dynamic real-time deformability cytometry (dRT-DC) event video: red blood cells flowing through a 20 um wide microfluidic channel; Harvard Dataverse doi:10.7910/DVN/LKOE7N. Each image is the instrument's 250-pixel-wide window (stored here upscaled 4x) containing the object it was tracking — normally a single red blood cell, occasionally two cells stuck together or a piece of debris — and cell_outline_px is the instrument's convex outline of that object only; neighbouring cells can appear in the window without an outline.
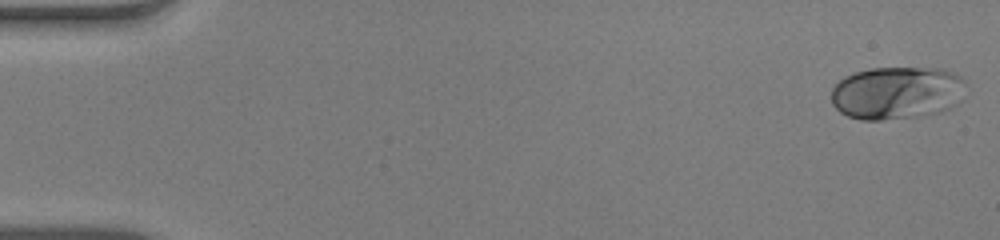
{"species": "human", "species_latin": "Homo sapiens", "temperature_condition": "warm", "stored_images_in_passage": 51, "camera_frame_rate_fps": 3000, "um_per_image_px": 0.085, "donor": {"sex": "male"}, "frame": {"image": 1, "passage_image": 1, "time_ms": 0.0, "image_size_px": [1000, 240], "cell_outline_px": [[964, 100], [940, 112], [916, 116], [880, 120], [860, 120], [848, 116], [840, 112], [832, 104], [832, 88], [844, 76], [856, 72], [872, 68], [944, 68], [960, 76], [964, 80]], "centroid_in_image_um": [76.25, 7.89], "position_along_channel_um": 8.7, "area_um2": 41.67}}
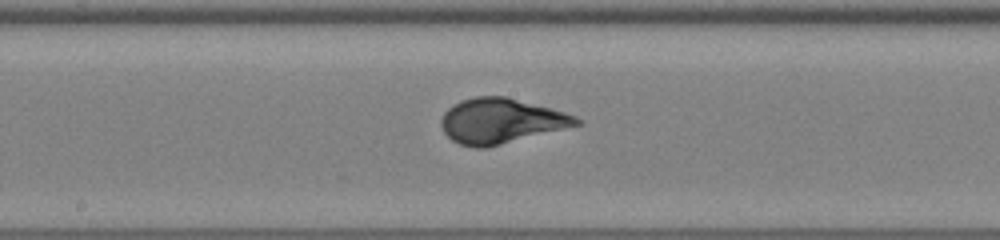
{"frame": {"image": 2, "passage_image": 28, "time_ms": 9.0, "image_size_px": [1000, 240], "cell_outline_px": [[584, 124], [484, 148], [472, 148], [460, 144], [452, 140], [444, 132], [440, 124], [440, 120], [444, 112], [452, 104], [460, 100], [476, 96], [504, 96], [564, 112], [576, 116], [584, 120]], "centroid_in_image_um": [42.57, 10.28], "position_along_channel_um": 205.6, "area_um2": 35.49}}
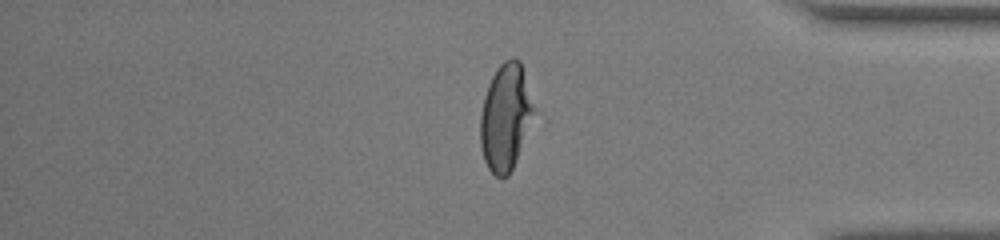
{"frame": {"image": 3, "passage_image": 44, "time_ms": 14.333, "image_size_px": [1000, 240], "cell_outline_px": [[536, 112], [516, 160], [508, 176], [500, 180], [488, 168], [484, 160], [480, 144], [480, 116], [484, 96], [488, 84], [496, 68], [504, 60], [520, 60]], "centroid_in_image_um": [42.96, 9.98], "position_along_channel_um": 392.2, "area_um2": 33.23}}